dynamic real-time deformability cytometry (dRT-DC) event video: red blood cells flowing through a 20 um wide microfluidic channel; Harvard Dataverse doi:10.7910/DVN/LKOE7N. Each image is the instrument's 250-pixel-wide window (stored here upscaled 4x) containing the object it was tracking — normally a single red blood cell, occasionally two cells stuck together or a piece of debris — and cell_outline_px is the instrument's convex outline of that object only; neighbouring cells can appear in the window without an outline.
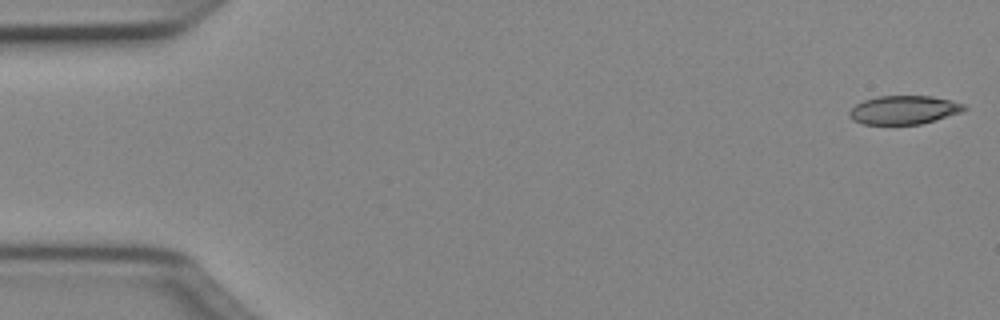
{"species": "Egyptian fruit bat (a non-hibernating species)", "species_latin": "Rousettus aegyptiacus", "temperature_condition": "cold", "stored_images_in_passage": 49, "camera_frame_rate_fps": 3000, "um_per_image_px": 0.085, "animal": {"sex": "female"}, "frame": {"image": 1, "passage_image": 1, "time_ms": 0.0, "image_size_px": [1000, 320], "cell_outline_px": [[968, 108], [960, 112], [936, 120], [920, 124], [864, 124], [852, 120], [848, 116], [848, 112], [856, 104], [864, 100], [880, 96], [932, 96], [964, 104]], "centroid_in_image_um": [76.81, 9.35], "position_along_channel_um": 8.2, "area_um2": 19.02}}
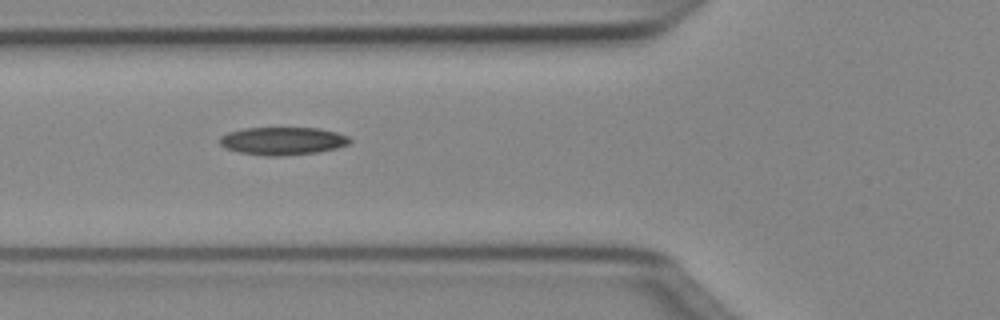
{"frame": {"image": 2, "passage_image": 18, "time_ms": 5.667, "image_size_px": [1000, 320], "cell_outline_px": [[352, 140], [348, 144], [336, 148], [316, 152], [284, 156], [264, 156], [240, 152], [224, 148], [220, 144], [220, 136], [228, 132], [244, 128], [320, 128], [336, 132], [348, 136]], "centroid_in_image_um": [24.01, 11.98], "position_along_channel_um": 101.8, "area_um2": 21.15}}
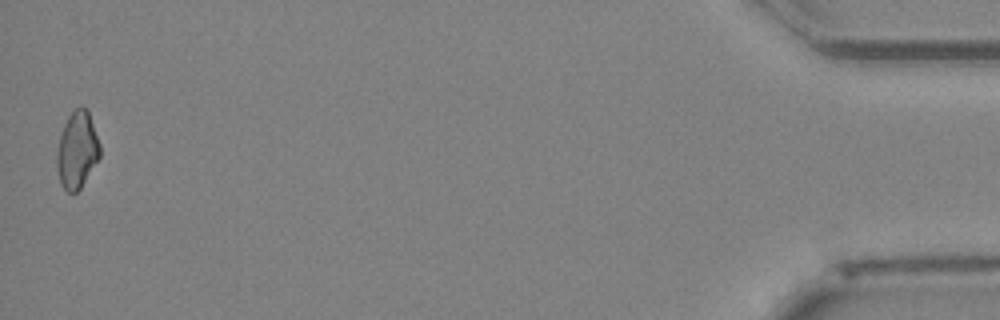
{"frame": {"image": 3, "passage_image": 49, "time_ms": 16.0, "image_size_px": [1000, 320], "cell_outline_px": [[100, 156], [80, 188], [76, 192], [68, 192], [60, 184], [56, 164], [56, 152], [60, 136], [64, 124], [68, 116], [80, 104], [88, 108], [100, 144]], "centroid_in_image_um": [6.55, 12.71], "position_along_channel_um": 428.7, "area_um2": 19.36}, "authors_computed_cell_mechanics": {"area_um2": 20.1722, "velocity_mm_per_s": 4.0729, "shape_relaxation_time_tau1_ms": 8.2613, "shape_relaxation_time_tau2_ms": null, "deformation_change_tau1": 0.1519, "deformation_change_tau2": null}}